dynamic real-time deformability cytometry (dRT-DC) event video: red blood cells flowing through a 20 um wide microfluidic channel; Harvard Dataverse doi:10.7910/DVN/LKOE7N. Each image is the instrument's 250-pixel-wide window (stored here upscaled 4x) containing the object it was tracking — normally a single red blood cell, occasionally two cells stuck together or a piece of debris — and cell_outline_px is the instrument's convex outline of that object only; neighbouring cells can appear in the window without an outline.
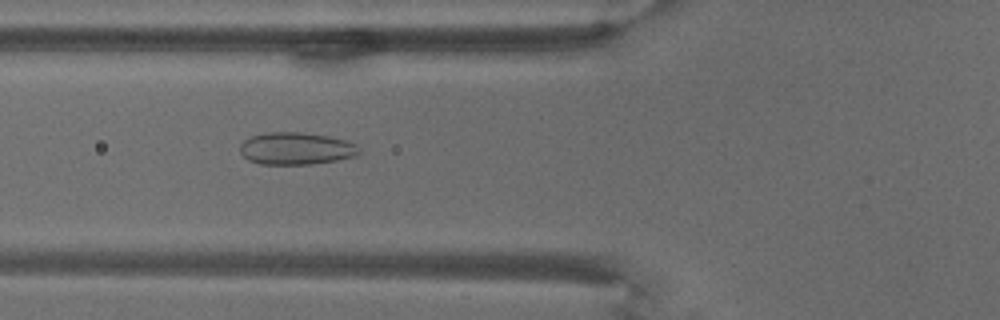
{"species": "common noctule bat (a hibernating species)", "species_latin": "Nyctalus noctula", "temperature_condition": "warm", "stored_images_in_passage": 72, "camera_frame_rate_fps": 3000, "um_per_image_px": 0.085, "animal": {"sex": "male", "body_mass_g": 18.8}, "frame": {"image": 1, "passage_image": 28, "time_ms": 9.0, "image_size_px": [1000, 320], "cell_outline_px": [[360, 152], [352, 156], [336, 160], [312, 164], [260, 164], [248, 160], [240, 152], [240, 144], [244, 140], [252, 136], [268, 132], [304, 132], [328, 136], [344, 140], [356, 144], [360, 148]], "centroid_in_image_um": [25.14, 12.62], "position_along_channel_um": 100.7, "area_um2": 22.31}}
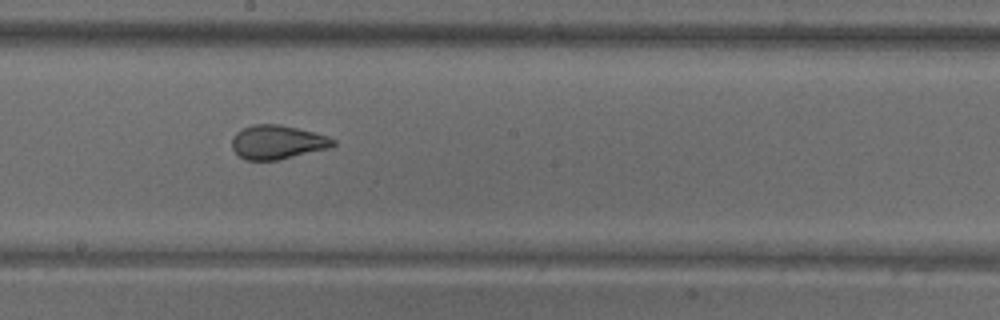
{"frame": {"image": 2, "passage_image": 41, "time_ms": 13.333, "image_size_px": [1000, 320], "cell_outline_px": [[336, 144], [332, 148], [276, 160], [248, 160], [240, 156], [232, 148], [232, 136], [236, 132], [252, 124], [280, 124], [328, 136], [336, 140]], "centroid_in_image_um": [23.6, 12.08], "position_along_channel_um": 224.6, "area_um2": 20.0}}
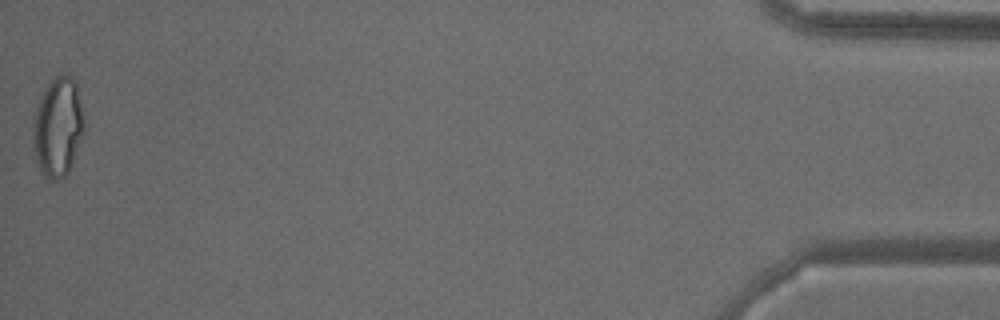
{"frame": {"image": 3, "passage_image": 72, "time_ms": 23.667, "image_size_px": [1000, 320], "cell_outline_px": [[84, 128], [72, 164], [68, 172], [60, 180], [48, 180], [40, 172], [36, 160], [32, 140], [32, 112], [48, 84], [56, 76], [68, 72], [76, 80], [84, 120]], "centroid_in_image_um": [4.89, 10.79], "position_along_channel_um": 430.3, "area_um2": 30.06}}